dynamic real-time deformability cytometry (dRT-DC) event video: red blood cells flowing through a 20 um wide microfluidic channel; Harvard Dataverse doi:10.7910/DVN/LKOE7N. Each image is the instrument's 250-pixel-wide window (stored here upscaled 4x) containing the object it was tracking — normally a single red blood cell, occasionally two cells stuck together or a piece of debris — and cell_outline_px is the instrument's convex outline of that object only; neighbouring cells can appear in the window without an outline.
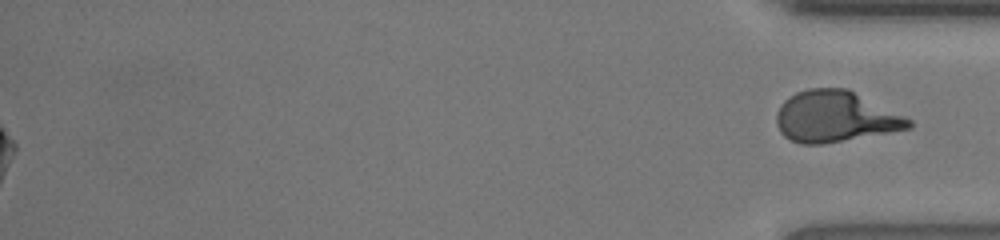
{"species": "human", "species_latin": "Homo sapiens", "temperature_condition": "room temperature", "stored_images_in_passage": 52, "segment_of_instrument_passage": [2, 2], "camera_frame_rate_fps": 3000, "um_per_image_px": 0.085, "donor": {"sex": "female"}, "frame": {"image": 1, "passage_image": 52, "time_ms": 17.0, "image_size_px": [1000, 240], "cell_outline_px": [[912, 128], [824, 144], [800, 144], [784, 136], [780, 132], [776, 124], [776, 112], [780, 104], [788, 96], [796, 92], [808, 88], [848, 88], [912, 120]], "centroid_in_image_um": [70.96, 9.91], "position_along_channel_um": 364.2, "area_um2": 39.54}}